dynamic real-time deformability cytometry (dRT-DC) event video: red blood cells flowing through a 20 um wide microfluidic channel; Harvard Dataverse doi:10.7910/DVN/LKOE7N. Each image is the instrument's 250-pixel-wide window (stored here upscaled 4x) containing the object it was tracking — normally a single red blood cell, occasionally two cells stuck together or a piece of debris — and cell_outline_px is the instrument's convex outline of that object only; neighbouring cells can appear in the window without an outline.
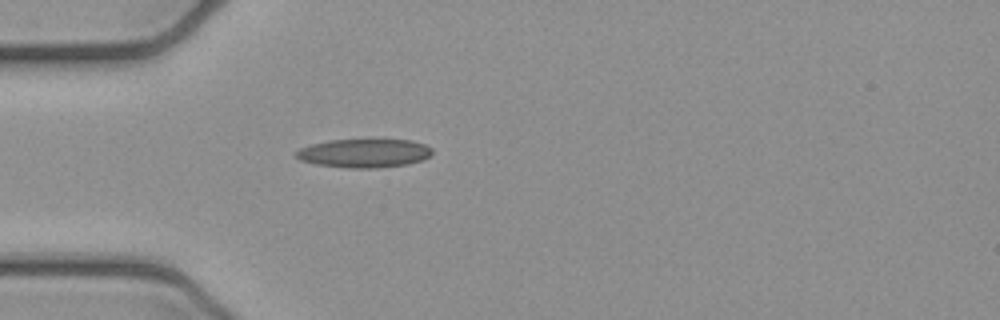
{"species": "common noctule bat (a hibernating species)", "species_latin": "Nyctalus noctula", "temperature_condition": "cold", "stored_images_in_passage": 1, "camera_frame_rate_fps": 3000, "um_per_image_px": 0.085, "animal": {"sex": "female", "body_mass_g": 21.9}, "frame": {"image": 1, "passage_image": 1, "time_ms": 0.0, "image_size_px": [1000, 320], "cell_outline_px": [[432, 152], [424, 160], [408, 164], [372, 168], [348, 168], [316, 164], [300, 160], [296, 156], [296, 152], [300, 148], [312, 144], [328, 140], [412, 140], [424, 144], [432, 148]], "centroid_in_image_um": [30.96, 13.02], "position_along_channel_um": 54.0, "area_um2": 22.6}}